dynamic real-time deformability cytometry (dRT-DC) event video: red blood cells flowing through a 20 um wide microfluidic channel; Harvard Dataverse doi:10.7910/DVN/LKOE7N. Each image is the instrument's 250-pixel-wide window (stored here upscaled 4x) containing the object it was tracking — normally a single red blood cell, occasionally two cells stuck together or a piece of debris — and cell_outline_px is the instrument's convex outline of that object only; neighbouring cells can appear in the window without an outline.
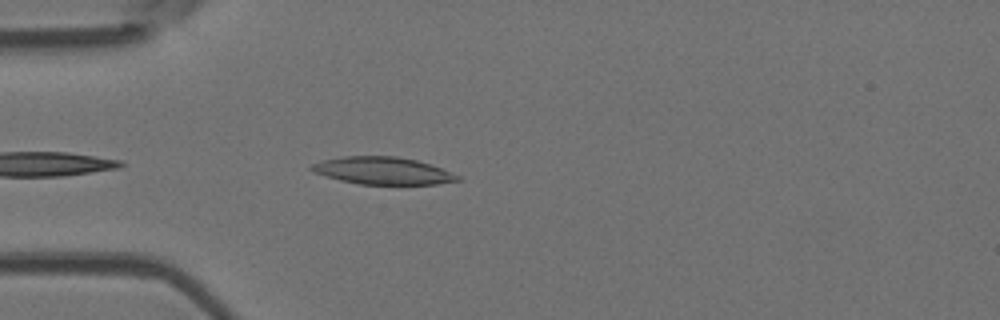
{"species": "Egyptian fruit bat (a non-hibernating species)", "species_latin": "Rousettus aegyptiacus", "temperature_condition": "room temperature", "stored_images_in_passage": 5, "camera_frame_rate_fps": 3000, "um_per_image_px": 0.085, "animal": {"sex": "female"}, "frame": {"image": 1, "passage_image": 5, "time_ms": 4.333, "image_size_px": [1000, 320], "cell_outline_px": [[464, 180], [440, 184], [360, 184], [340, 180], [316, 172], [308, 168], [312, 164], [324, 160], [344, 156], [396, 156], [416, 160], [432, 164], [460, 176]], "centroid_in_image_um": [32.61, 14.51], "position_along_channel_um": 52.4, "area_um2": 23.18}}